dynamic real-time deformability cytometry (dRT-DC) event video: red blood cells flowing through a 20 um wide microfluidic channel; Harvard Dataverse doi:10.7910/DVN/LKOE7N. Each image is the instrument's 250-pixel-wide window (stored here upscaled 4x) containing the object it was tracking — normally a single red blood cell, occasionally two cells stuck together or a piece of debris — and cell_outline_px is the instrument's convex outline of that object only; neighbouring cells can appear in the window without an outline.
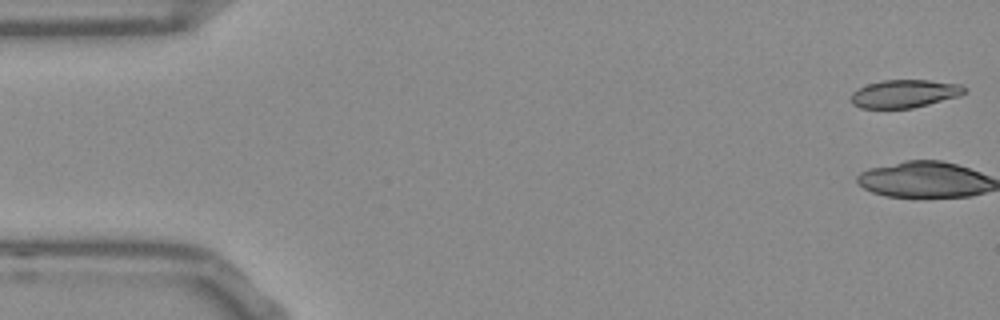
{"species": "Egyptian fruit bat (a non-hibernating species)", "species_latin": "Rousettus aegyptiacus", "temperature_condition": "room temperature", "stored_images_in_passage": 19, "camera_frame_rate_fps": 3000, "um_per_image_px": 0.085, "frame": {"image": 1, "passage_image": 1, "time_ms": 0.0, "image_size_px": [1000, 320], "cell_outline_px": [[968, 88], [960, 96], [912, 108], [860, 108], [852, 104], [852, 92], [868, 84], [884, 80], [928, 80], [960, 84]], "centroid_in_image_um": [76.91, 7.96], "position_along_channel_um": 8.1, "area_um2": 18.38}}